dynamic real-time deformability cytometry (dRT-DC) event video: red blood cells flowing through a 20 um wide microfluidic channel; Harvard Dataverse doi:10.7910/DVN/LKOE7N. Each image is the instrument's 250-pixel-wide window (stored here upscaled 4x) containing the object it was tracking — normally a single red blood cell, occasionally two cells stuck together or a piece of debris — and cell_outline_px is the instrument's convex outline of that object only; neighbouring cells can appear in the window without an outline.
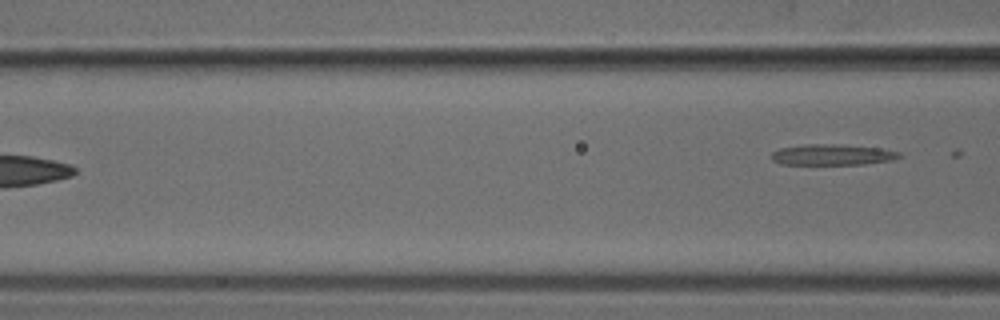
{"species": "common noctule bat (a hibernating species)", "species_latin": "Nyctalus noctula", "temperature_condition": "cold", "stored_images_in_passage": 6, "camera_frame_rate_fps": 3000, "um_per_image_px": 0.085, "animal": {"sex": "male", "body_mass_g": 18.8}, "frame": {"image": 1, "passage_image": 6, "time_ms": 6.667, "image_size_px": [1000, 320], "cell_outline_px": [[900, 156], [892, 160], [864, 164], [780, 164], [772, 160], [772, 152], [780, 148], [804, 144], [840, 144], [880, 148], [900, 152]], "centroid_in_image_um": [70.73, 13.14], "position_along_channel_um": 95.9, "area_um2": 15.49}}